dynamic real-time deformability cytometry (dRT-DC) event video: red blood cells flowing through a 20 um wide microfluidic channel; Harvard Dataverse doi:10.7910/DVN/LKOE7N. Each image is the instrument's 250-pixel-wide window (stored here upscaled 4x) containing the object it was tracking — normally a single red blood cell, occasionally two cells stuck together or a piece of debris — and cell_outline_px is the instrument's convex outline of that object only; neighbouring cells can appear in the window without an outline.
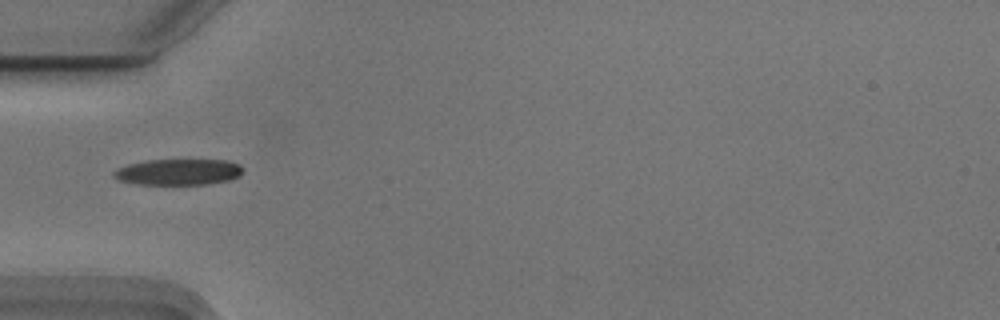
{"species": "Egyptian fruit bat (a non-hibernating species)", "species_latin": "Rousettus aegyptiacus", "temperature_condition": "cold", "stored_images_in_passage": 38, "camera_frame_rate_fps": 3000, "um_per_image_px": 0.085, "animal": {"sex": "male"}, "frame": {"image": 1, "passage_image": 1, "time_ms": 0.0, "image_size_px": [1000, 320], "cell_outline_px": [[244, 172], [240, 176], [228, 180], [204, 184], [136, 184], [120, 180], [112, 176], [112, 172], [116, 168], [128, 164], [148, 160], [228, 160], [240, 164], [244, 168]], "centroid_in_image_um": [15.18, 14.61], "position_along_channel_um": 69.8, "area_um2": 19.71}}
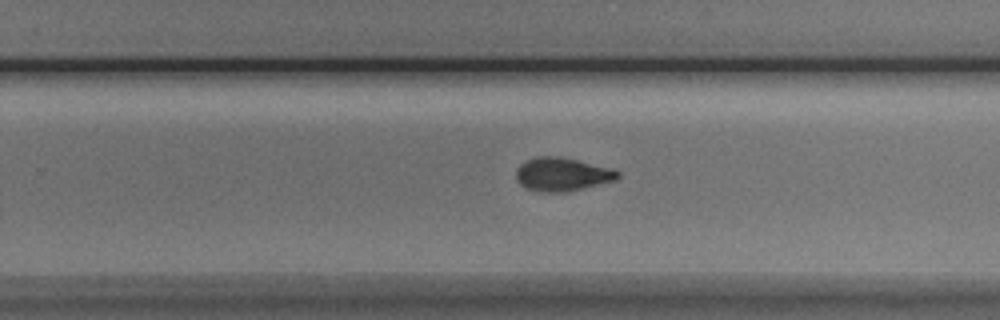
{"frame": {"image": 2, "passage_image": 18, "time_ms": 5.667, "image_size_px": [1000, 320], "cell_outline_px": [[620, 176], [616, 180], [568, 192], [540, 192], [524, 188], [516, 180], [516, 168], [520, 164], [536, 156], [560, 156], [612, 168], [620, 172]], "centroid_in_image_um": [47.77, 14.82], "position_along_channel_um": 282.0, "area_um2": 20.06}}
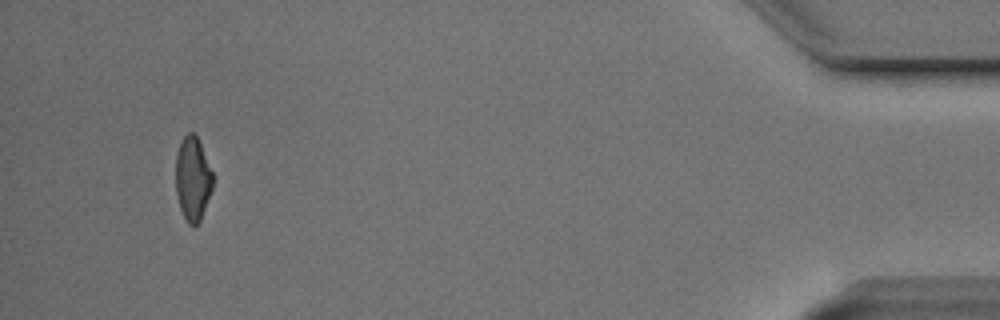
{"frame": {"image": 3, "passage_image": 35, "time_ms": 11.333, "image_size_px": [1000, 320], "cell_outline_px": [[212, 188], [200, 220], [196, 224], [188, 224], [180, 208], [176, 196], [176, 152], [184, 136], [188, 132], [192, 132], [196, 136], [200, 144], [212, 172]], "centroid_in_image_um": [16.36, 15.18], "position_along_channel_um": 418.8, "area_um2": 17.74}, "authors_computed_cell_mechanics": {"area_um2": 19.7098, "velocity_mm_per_s": 3.7408, "shape_relaxation_time_tau1_ms": 3.8801, "shape_relaxation_time_tau2_ms": 1.9502, "deformation_change_tau1": 0.1441, "deformation_change_tau2": 0.0802}}